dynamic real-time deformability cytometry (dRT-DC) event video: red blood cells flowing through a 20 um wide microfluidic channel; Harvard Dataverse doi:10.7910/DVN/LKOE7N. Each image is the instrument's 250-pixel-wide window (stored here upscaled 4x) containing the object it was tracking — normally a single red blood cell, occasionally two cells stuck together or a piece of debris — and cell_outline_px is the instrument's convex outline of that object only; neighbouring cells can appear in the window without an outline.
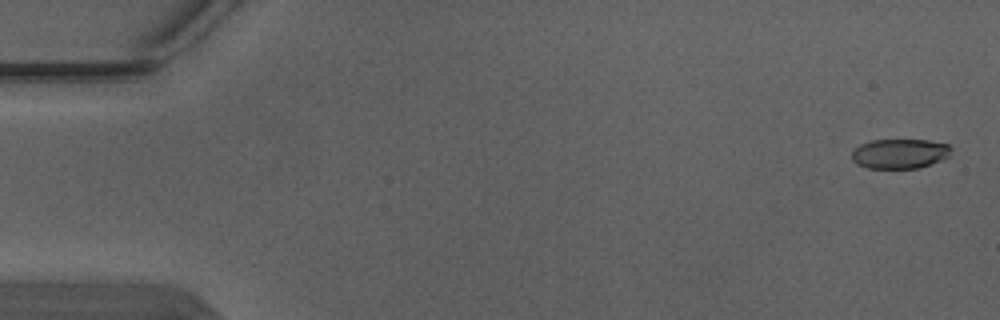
{"species": "Egyptian fruit bat (a non-hibernating species)", "species_latin": "Rousettus aegyptiacus", "temperature_condition": "warm", "stored_images_in_passage": 8, "camera_frame_rate_fps": 3000, "um_per_image_px": 0.085, "animal": {"sex": "male"}, "frame": {"image": 1, "passage_image": 1, "time_ms": 0.0, "image_size_px": [1000, 320], "cell_outline_px": [[952, 148], [948, 156], [940, 160], [920, 168], [868, 168], [852, 160], [852, 148], [860, 144], [872, 140], [928, 140], [948, 144]], "centroid_in_image_um": [76.47, 13.05], "position_along_channel_um": 8.5, "area_um2": 17.17}}
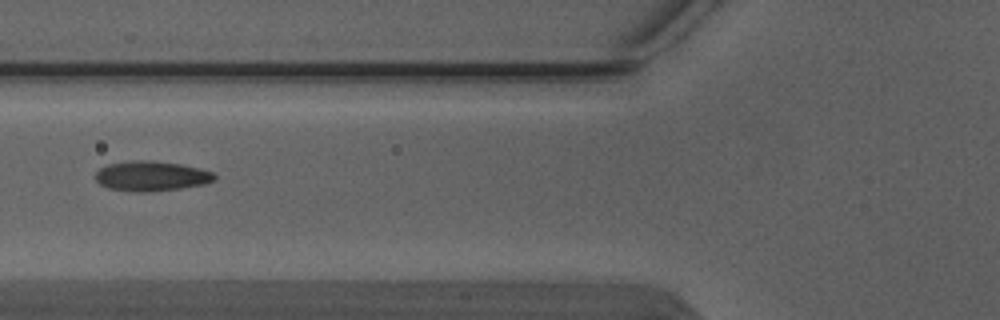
{"frame": {"image": 2, "passage_image": 6, "time_ms": 1.667, "image_size_px": [1000, 320], "cell_outline_px": [[216, 180], [204, 184], [180, 188], [152, 192], [136, 192], [108, 188], [100, 184], [96, 180], [96, 172], [100, 168], [108, 164], [136, 160], [148, 160], [180, 164], [200, 168], [212, 172], [216, 176]], "centroid_in_image_um": [12.87, 14.97], "position_along_channel_um": 112.9, "area_um2": 20.75}}